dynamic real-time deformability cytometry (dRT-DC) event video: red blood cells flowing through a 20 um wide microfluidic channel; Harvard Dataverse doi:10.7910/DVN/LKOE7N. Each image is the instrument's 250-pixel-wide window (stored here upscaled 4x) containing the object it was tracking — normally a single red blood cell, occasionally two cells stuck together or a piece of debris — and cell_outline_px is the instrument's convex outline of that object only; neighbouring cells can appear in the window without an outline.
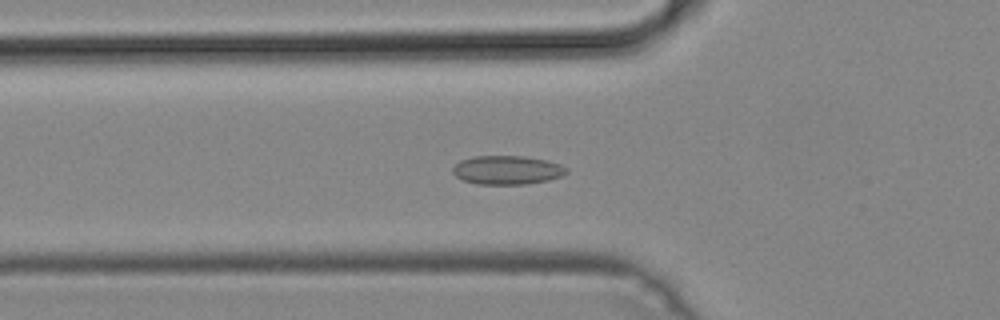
{"species": "common noctule bat (a hibernating species)", "species_latin": "Nyctalus noctula", "temperature_condition": "cold", "stored_images_in_passage": 43, "camera_frame_rate_fps": 3000, "um_per_image_px": 0.085, "animal": {"sex": "male", "body_mass_g": 19.2, "forearm_length_mm": 51.8}, "frame": {"image": 1, "passage_image": 10, "time_ms": 3.0, "image_size_px": [1000, 320], "cell_outline_px": [[568, 172], [564, 176], [548, 180], [524, 184], [476, 184], [464, 180], [456, 176], [452, 172], [452, 168], [460, 160], [472, 156], [524, 156], [544, 160], [560, 164], [568, 168]], "centroid_in_image_um": [43.11, 14.45], "position_along_channel_um": 82.7, "area_um2": 19.13}}
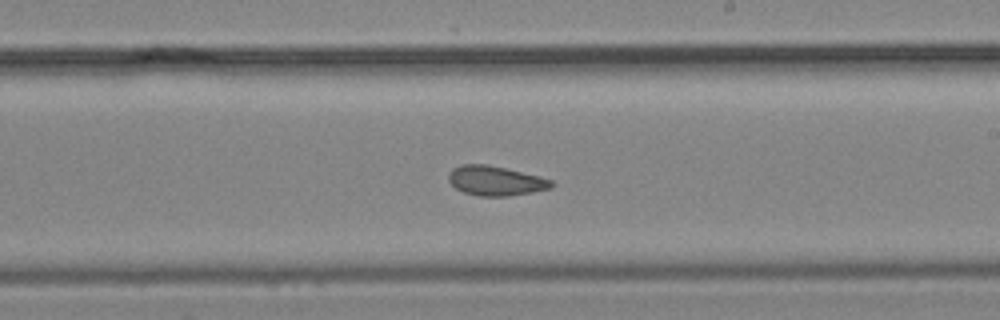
{"frame": {"image": 2, "passage_image": 22, "time_ms": 7.0, "image_size_px": [1000, 320], "cell_outline_px": [[556, 184], [552, 188], [532, 192], [508, 196], [476, 196], [464, 192], [456, 188], [448, 180], [448, 172], [452, 168], [460, 164], [488, 164], [540, 176], [552, 180]], "centroid_in_image_um": [42.12, 15.36], "position_along_channel_um": 246.9, "area_um2": 17.98}}
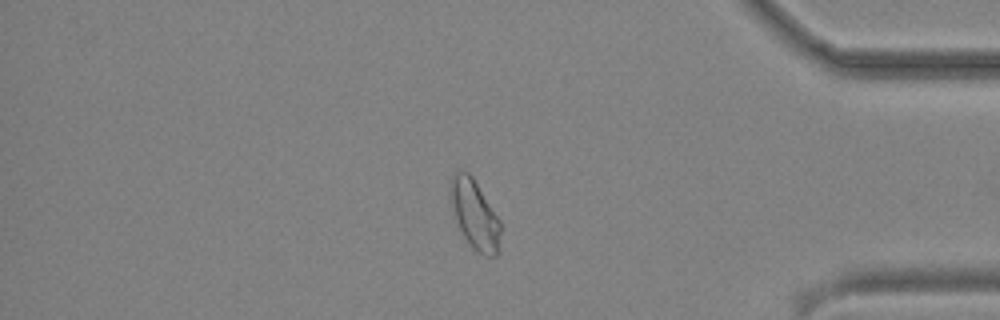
{"frame": {"image": 3, "passage_image": 35, "time_ms": 11.333, "image_size_px": [1000, 320], "cell_outline_px": [[500, 232], [496, 256], [484, 256], [472, 248], [464, 236], [460, 228], [452, 204], [452, 176], [460, 168], [468, 172], [472, 176], [500, 220]], "centroid_in_image_um": [40.38, 18.23], "position_along_channel_um": 394.8, "area_um2": 19.42}}